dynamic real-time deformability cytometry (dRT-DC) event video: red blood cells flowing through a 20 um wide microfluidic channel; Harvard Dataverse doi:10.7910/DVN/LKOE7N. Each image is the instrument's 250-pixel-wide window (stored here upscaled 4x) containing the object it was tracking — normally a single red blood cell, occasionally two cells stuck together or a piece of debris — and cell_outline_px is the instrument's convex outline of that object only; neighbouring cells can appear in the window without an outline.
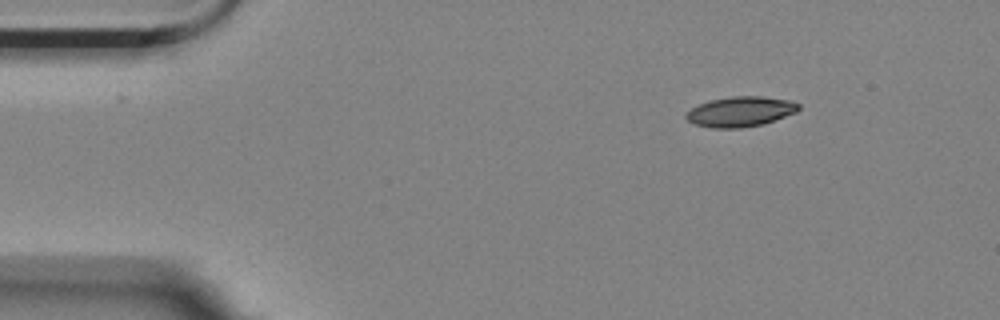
{"species": "Egyptian fruit bat (a non-hibernating species)", "species_latin": "Rousettus aegyptiacus", "temperature_condition": "room temperature", "stored_images_in_passage": 50, "camera_frame_rate_fps": 3000, "um_per_image_px": 0.085, "animal": {"sex": "female"}, "frame": {"image": 1, "passage_image": 1, "time_ms": 0.0, "image_size_px": [1000, 320], "cell_outline_px": [[800, 108], [796, 112], [764, 124], [740, 128], [712, 128], [696, 124], [688, 120], [684, 116], [692, 108], [708, 100], [732, 96], [764, 96], [788, 100], [800, 104]], "centroid_in_image_um": [62.95, 9.48], "position_along_channel_um": 22.0, "area_um2": 19.71}}
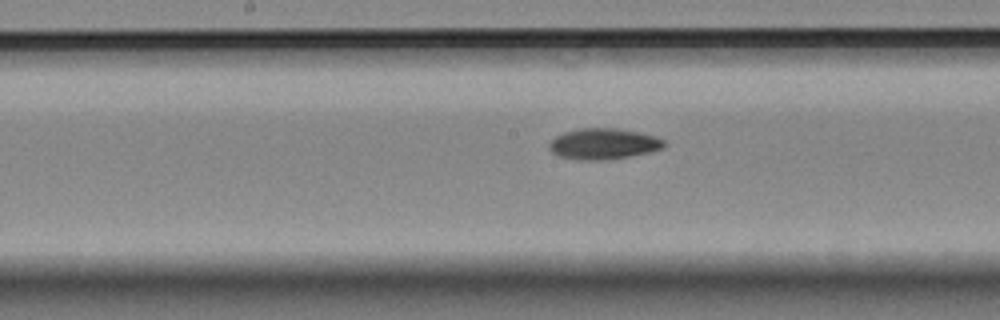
{"frame": {"image": 2, "passage_image": 22, "time_ms": 7.0, "image_size_px": [1000, 320], "cell_outline_px": [[668, 144], [664, 148], [648, 152], [628, 156], [604, 160], [576, 160], [556, 156], [548, 148], [548, 144], [556, 136], [564, 132], [580, 128], [616, 128], [640, 132], [656, 136], [664, 140]], "centroid_in_image_um": [51.29, 12.23], "position_along_channel_um": 196.9, "area_um2": 20.92}}
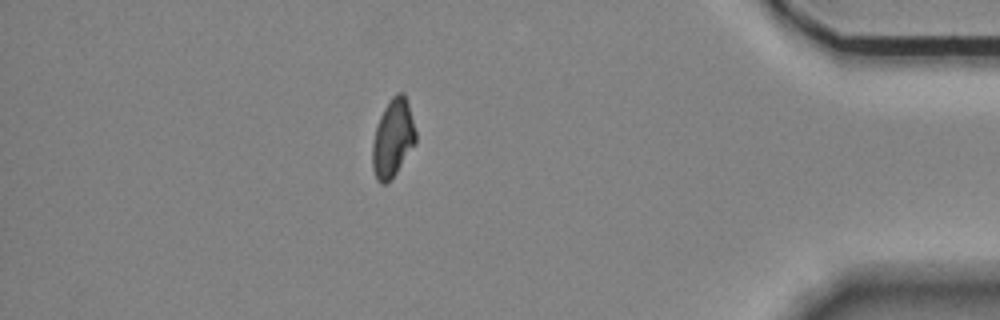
{"frame": {"image": 3, "passage_image": 43, "time_ms": 14.0, "image_size_px": [1000, 320], "cell_outline_px": [[416, 144], [396, 172], [384, 184], [380, 184], [376, 180], [372, 168], [372, 144], [376, 128], [380, 116], [384, 108], [392, 96], [396, 92], [404, 92], [408, 104], [416, 132]], "centroid_in_image_um": [33.39, 11.74], "position_along_channel_um": 401.8, "area_um2": 19.59}, "authors_computed_cell_mechanics": {"area_um2": 19.9699, "velocity_mm_per_s": 3.5088, "shape_relaxation_time_tau1_ms": 4.8148, "shape_relaxation_time_tau2_ms": null, "deformation_change_tau1": 0.1519, "deformation_change_tau2": null}}